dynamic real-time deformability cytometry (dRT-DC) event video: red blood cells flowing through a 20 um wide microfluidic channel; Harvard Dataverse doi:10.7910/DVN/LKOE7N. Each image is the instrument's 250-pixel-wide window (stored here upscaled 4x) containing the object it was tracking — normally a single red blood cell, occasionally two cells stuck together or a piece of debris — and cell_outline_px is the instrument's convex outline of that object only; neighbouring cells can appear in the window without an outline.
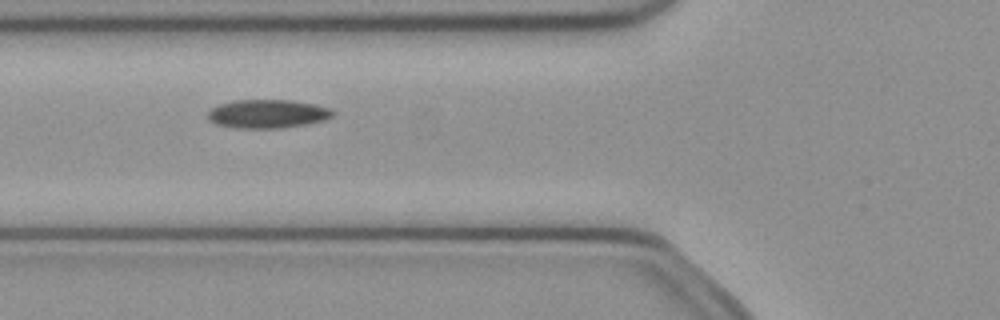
{"species": "common noctule bat (a hibernating species)", "species_latin": "Nyctalus noctula", "temperature_condition": "cold", "stored_images_in_passage": 44, "camera_frame_rate_fps": 3000, "um_per_image_px": 0.085, "animal": {"sex": "female", "body_mass_g": 21.9}, "frame": {"image": 1, "passage_image": 12, "time_ms": 3.667, "image_size_px": [1000, 320], "cell_outline_px": [[336, 112], [332, 116], [324, 120], [304, 124], [280, 128], [236, 128], [216, 124], [208, 120], [208, 112], [212, 108], [220, 104], [236, 100], [292, 100], [316, 104], [332, 108]], "centroid_in_image_um": [22.77, 9.67], "position_along_channel_um": 103.0, "area_um2": 20.87}}
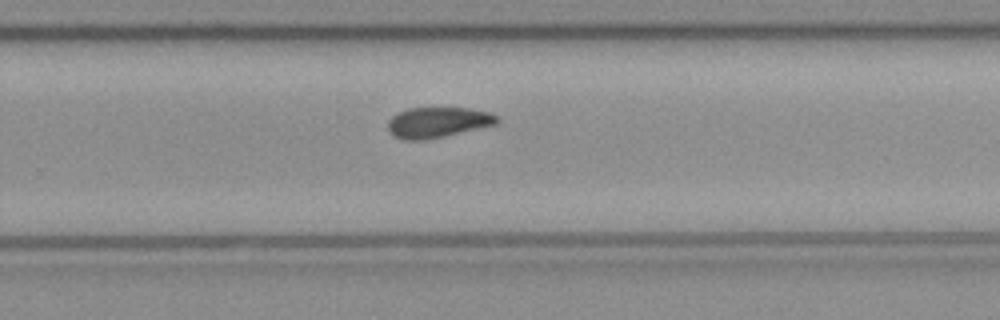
{"frame": {"image": 2, "passage_image": 26, "time_ms": 8.333, "image_size_px": [1000, 320], "cell_outline_px": [[500, 120], [496, 124], [444, 136], [424, 140], [404, 140], [392, 136], [388, 132], [388, 120], [392, 116], [408, 108], [468, 108], [488, 112], [496, 116]], "centroid_in_image_um": [37.16, 10.41], "position_along_channel_um": 292.6, "area_um2": 19.31}}
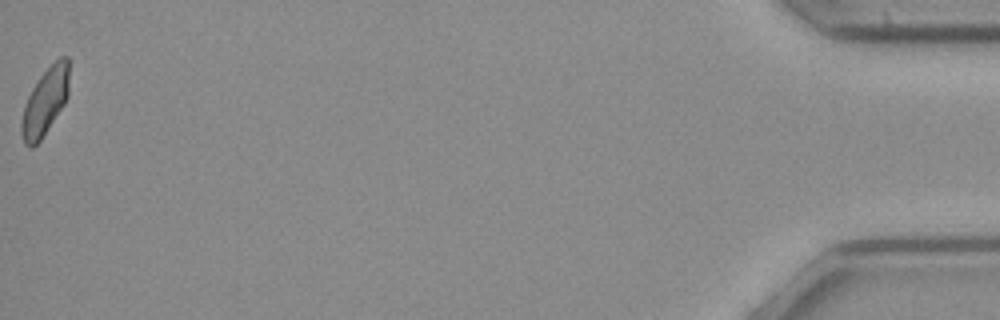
{"frame": {"image": 3, "passage_image": 44, "time_ms": 14.333, "image_size_px": [1000, 320], "cell_outline_px": [[68, 96], [64, 104], [40, 140], [32, 148], [28, 148], [24, 144], [20, 132], [20, 124], [24, 108], [28, 96], [32, 88], [40, 76], [60, 56], [68, 56]], "centroid_in_image_um": [3.81, 8.66], "position_along_channel_um": 431.4, "area_um2": 18.38}, "authors_computed_cell_mechanics": {"area_um2": 19.7676, "velocity_mm_per_s": 4.0558, "shape_relaxation_time_tau1_ms": 5.9528, "shape_relaxation_time_tau2_ms": null, "deformation_change_tau1": 0.1479, "deformation_change_tau2": null}}